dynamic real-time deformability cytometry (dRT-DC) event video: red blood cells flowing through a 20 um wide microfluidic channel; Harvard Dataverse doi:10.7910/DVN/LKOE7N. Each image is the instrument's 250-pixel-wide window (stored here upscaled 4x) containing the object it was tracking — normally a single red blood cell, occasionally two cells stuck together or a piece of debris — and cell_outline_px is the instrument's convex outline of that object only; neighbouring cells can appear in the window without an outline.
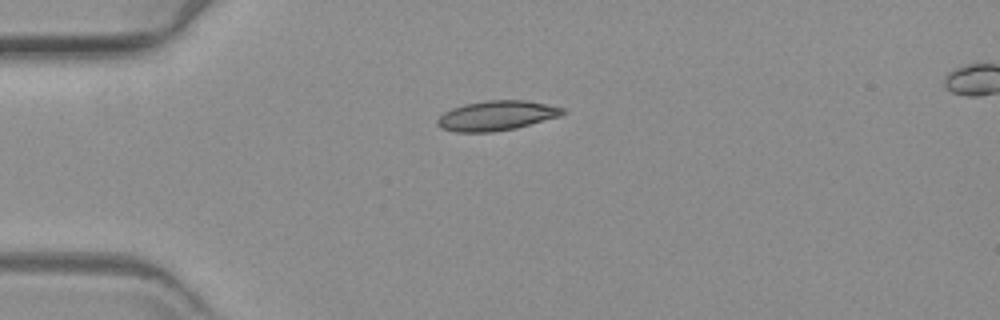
{"species": "common noctule bat (a hibernating species)", "species_latin": "Nyctalus noctula", "temperature_condition": "warm", "stored_images_in_passage": 46, "camera_frame_rate_fps": 3000, "um_per_image_px": 0.085, "animal": {"sex": "female", "body_mass_g": 19.3, "forearm_length_mm": 54.1}, "frame": {"image": 1, "passage_image": 1, "time_ms": 0.0, "image_size_px": [1000, 320], "cell_outline_px": [[568, 112], [560, 116], [516, 128], [492, 132], [456, 132], [440, 128], [436, 124], [436, 120], [444, 112], [452, 108], [464, 104], [484, 100], [524, 100], [564, 108]], "centroid_in_image_um": [42.18, 9.83], "position_along_channel_um": 42.8, "area_um2": 21.79}}
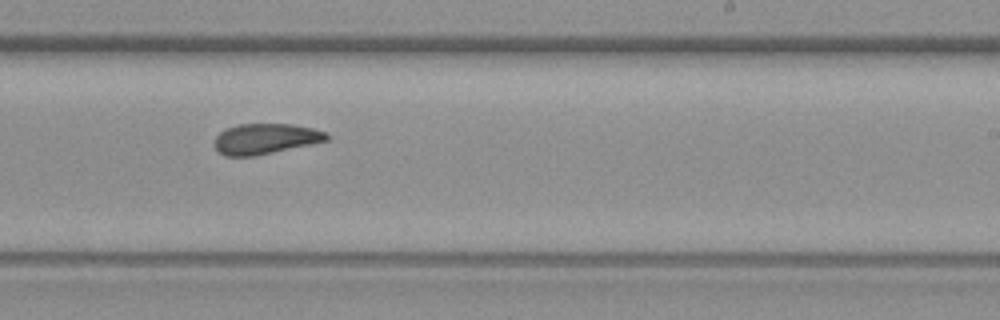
{"frame": {"image": 2, "passage_image": 23, "time_ms": 7.333, "image_size_px": [1000, 320], "cell_outline_px": [[328, 140], [256, 156], [224, 156], [216, 148], [216, 136], [220, 132], [236, 124], [292, 124], [312, 128], [324, 132], [328, 136]], "centroid_in_image_um": [22.54, 11.8], "position_along_channel_um": 266.5, "area_um2": 19.65}}
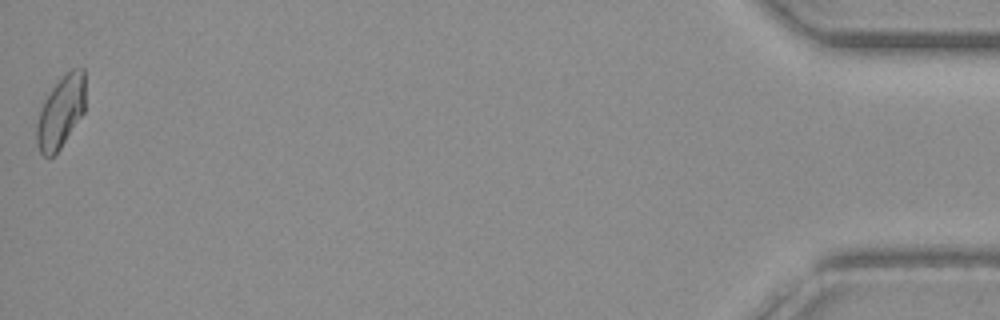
{"frame": {"image": 3, "passage_image": 46, "time_ms": 15.0, "image_size_px": [1000, 320], "cell_outline_px": [[84, 112], [60, 148], [52, 156], [44, 156], [40, 152], [36, 144], [36, 124], [40, 108], [44, 100], [52, 88], [64, 72], [72, 68], [84, 68]], "centroid_in_image_um": [5.15, 9.49], "position_along_channel_um": 430.1, "area_um2": 20.4}}